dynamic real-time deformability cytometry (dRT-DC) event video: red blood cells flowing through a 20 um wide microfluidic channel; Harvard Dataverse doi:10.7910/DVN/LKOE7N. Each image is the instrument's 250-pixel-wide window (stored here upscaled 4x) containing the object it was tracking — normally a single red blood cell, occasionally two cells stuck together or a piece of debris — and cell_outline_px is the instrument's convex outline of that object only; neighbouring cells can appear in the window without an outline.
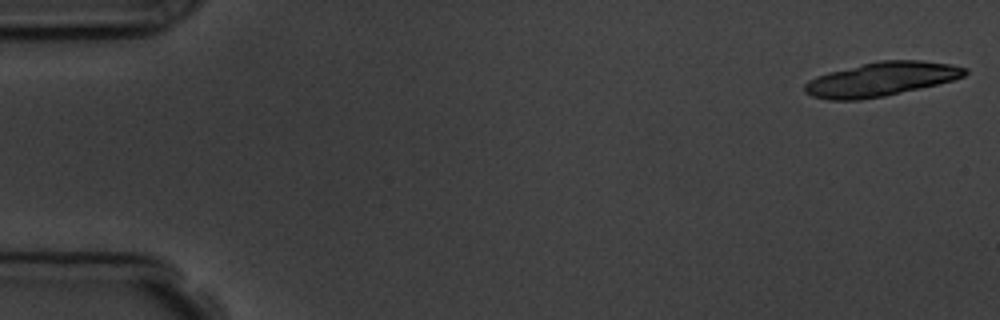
{"species": "common noctule bat (a hibernating species)", "species_latin": "Nyctalus noctula", "temperature_condition": "room temperature", "stored_images_in_passage": 5, "camera_frame_rate_fps": 3000, "um_per_image_px": 0.085, "animal": {"sex": "male", "body_mass_g": 19.5, "forearm_length_mm": 54.6}, "frame": {"image": 1, "passage_image": 1, "time_ms": 0.0, "image_size_px": [1000, 320], "cell_outline_px": [[968, 72], [964, 76], [952, 80], [920, 88], [884, 96], [860, 100], [828, 100], [812, 96], [804, 92], [804, 84], [808, 80], [816, 76], [828, 72], [880, 60], [920, 60], [948, 64], [968, 68]], "centroid_in_image_um": [74.86, 6.73], "position_along_channel_um": 10.1, "area_um2": 31.62}}